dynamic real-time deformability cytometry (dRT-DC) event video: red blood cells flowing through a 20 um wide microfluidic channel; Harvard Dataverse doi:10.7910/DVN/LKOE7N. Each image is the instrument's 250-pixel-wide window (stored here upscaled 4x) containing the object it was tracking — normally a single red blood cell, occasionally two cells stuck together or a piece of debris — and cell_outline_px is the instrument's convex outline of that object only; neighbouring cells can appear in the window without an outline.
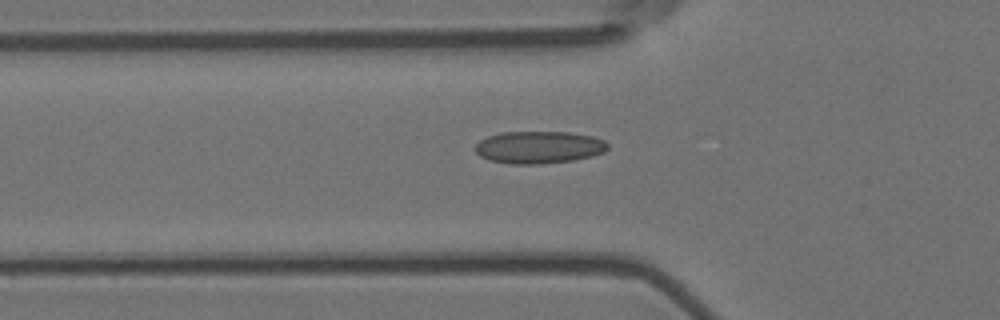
{"species": "Egyptian fruit bat (a non-hibernating species)", "species_latin": "Rousettus aegyptiacus", "temperature_condition": "room temperature", "stored_images_in_passage": 52, "camera_frame_rate_fps": 3000, "um_per_image_px": 0.085, "animal": {"sex": "female"}, "frame": {"image": 1, "passage_image": 19, "time_ms": 6.0, "image_size_px": [1000, 320], "cell_outline_px": [[608, 148], [604, 152], [592, 156], [572, 160], [540, 164], [508, 164], [488, 160], [480, 156], [476, 152], [476, 144], [480, 140], [488, 136], [500, 132], [568, 132], [592, 136], [604, 140], [608, 144]], "centroid_in_image_um": [45.79, 12.52], "position_along_channel_um": 80.0, "area_um2": 25.03}}
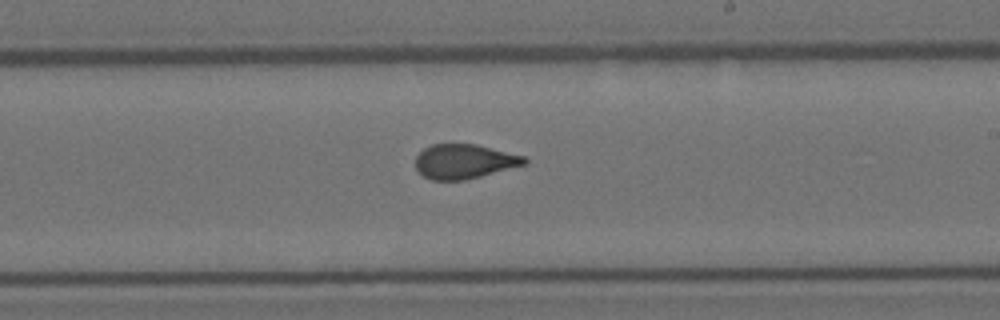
{"frame": {"image": 2, "passage_image": 33, "time_ms": 10.667, "image_size_px": [1000, 320], "cell_outline_px": [[528, 164], [464, 180], [432, 180], [424, 176], [416, 168], [416, 156], [424, 148], [432, 144], [476, 144], [524, 156], [528, 160]], "centroid_in_image_um": [39.47, 13.72], "position_along_channel_um": 249.5, "area_um2": 21.79}}
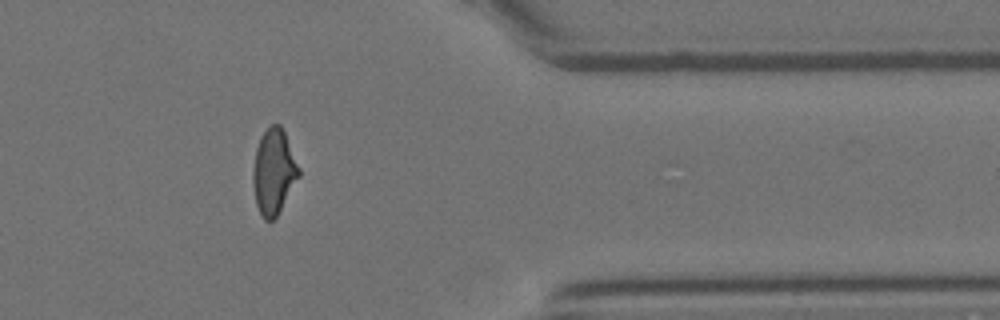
{"frame": {"image": 3, "passage_image": 46, "time_ms": 15.0, "image_size_px": [1000, 320], "cell_outline_px": [[300, 176], [276, 216], [272, 220], [264, 220], [256, 204], [252, 180], [252, 168], [256, 148], [260, 136], [272, 124], [280, 124], [284, 132], [300, 168]], "centroid_in_image_um": [23.26, 14.58], "position_along_channel_um": 388.1, "area_um2": 22.66}}